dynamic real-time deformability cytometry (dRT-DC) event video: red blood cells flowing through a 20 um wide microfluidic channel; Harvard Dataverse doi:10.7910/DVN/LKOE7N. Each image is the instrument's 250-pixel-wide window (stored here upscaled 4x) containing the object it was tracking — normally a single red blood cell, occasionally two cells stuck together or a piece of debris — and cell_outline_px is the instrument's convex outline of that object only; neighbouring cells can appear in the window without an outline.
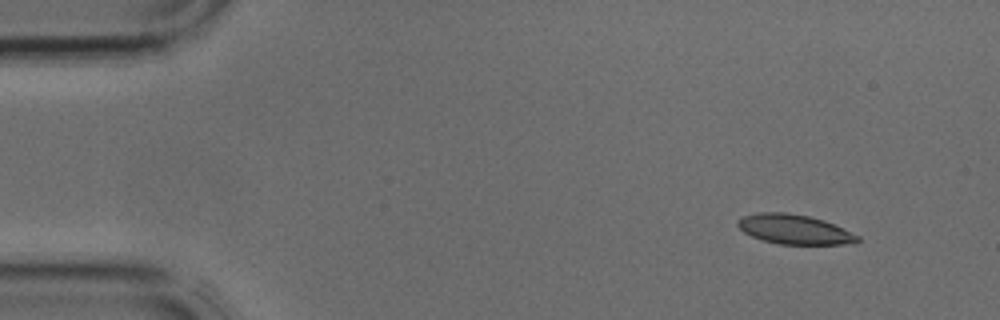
{"species": "common noctule bat (a hibernating species)", "species_latin": "Nyctalus noctula", "temperature_condition": "cold", "stored_images_in_passage": 3, "camera_frame_rate_fps": 3000, "um_per_image_px": 0.085, "animal": {"sex": "male", "body_mass_g": 17.9, "forearm_length_mm": 54.2}, "frame": {"image": 1, "passage_image": 1, "time_ms": 0.0, "image_size_px": [1000, 320], "cell_outline_px": [[860, 240], [856, 244], [780, 244], [764, 240], [752, 236], [744, 232], [736, 224], [744, 216], [760, 212], [788, 212], [808, 216], [824, 220], [860, 236]], "centroid_in_image_um": [67.56, 19.5], "position_along_channel_um": 17.4, "area_um2": 20.52}}